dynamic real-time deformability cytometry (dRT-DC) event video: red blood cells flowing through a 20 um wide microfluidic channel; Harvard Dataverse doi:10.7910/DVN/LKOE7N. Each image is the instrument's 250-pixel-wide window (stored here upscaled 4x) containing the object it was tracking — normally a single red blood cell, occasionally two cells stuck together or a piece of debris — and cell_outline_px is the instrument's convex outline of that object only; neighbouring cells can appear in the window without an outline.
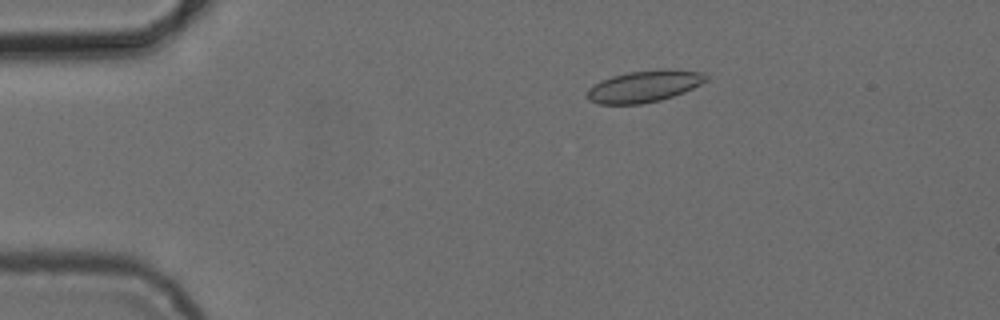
{"species": "common noctule bat (a hibernating species)", "species_latin": "Nyctalus noctula", "temperature_condition": "cold", "stored_images_in_passage": 9, "camera_frame_rate_fps": 3000, "um_per_image_px": 0.085, "animal": {"sex": "female", "body_mass_g": 24.6, "forearm_length_mm": 56.2}, "frame": {"image": 1, "passage_image": 2, "time_ms": 2.333, "image_size_px": [1000, 320], "cell_outline_px": [[708, 80], [684, 92], [660, 100], [640, 104], [600, 104], [588, 100], [588, 88], [592, 84], [600, 80], [612, 76], [628, 72], [664, 68], [668, 68], [704, 72], [708, 76]], "centroid_in_image_um": [54.77, 7.31], "position_along_channel_um": 30.2, "area_um2": 22.14}}
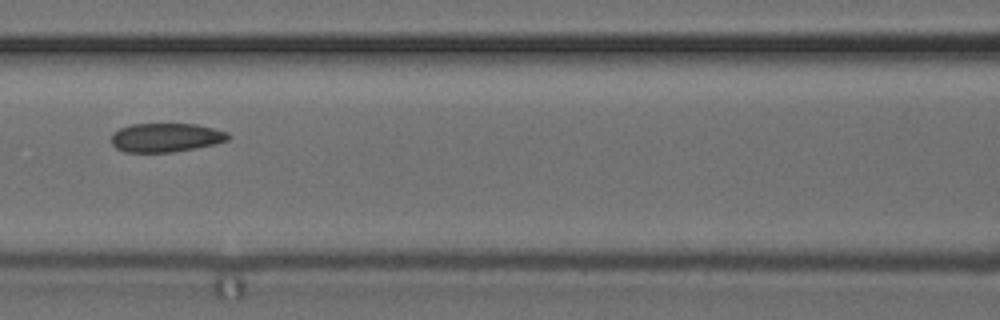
{"frame": {"image": 2, "passage_image": 6, "time_ms": 7.0, "image_size_px": [1000, 320], "cell_outline_px": [[232, 136], [228, 140], [216, 144], [172, 152], [124, 152], [116, 148], [112, 144], [112, 132], [120, 128], [132, 124], [196, 124], [228, 132]], "centroid_in_image_um": [14.11, 11.69], "position_along_channel_um": 152.5, "area_um2": 19.71}}
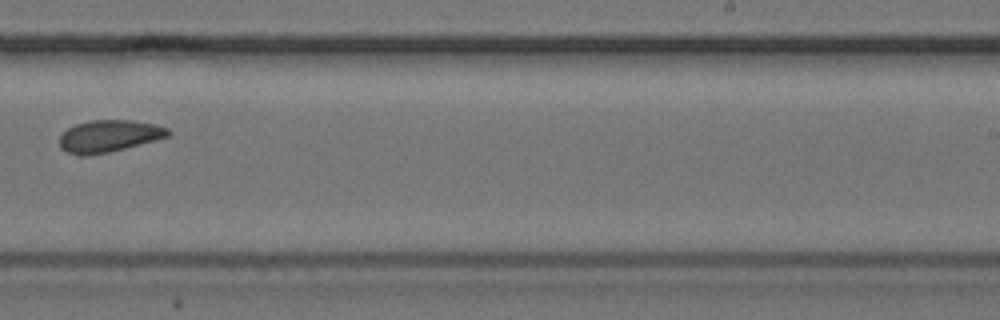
{"frame": {"image": 3, "passage_image": 9, "time_ms": 10.333, "image_size_px": [1000, 320], "cell_outline_px": [[172, 132], [168, 136], [124, 148], [108, 152], [88, 156], [76, 156], [60, 148], [60, 136], [68, 128], [76, 124], [92, 120], [132, 120], [152, 124], [168, 128]], "centroid_in_image_um": [9.22, 11.57], "position_along_channel_um": 279.8, "area_um2": 20.06}}